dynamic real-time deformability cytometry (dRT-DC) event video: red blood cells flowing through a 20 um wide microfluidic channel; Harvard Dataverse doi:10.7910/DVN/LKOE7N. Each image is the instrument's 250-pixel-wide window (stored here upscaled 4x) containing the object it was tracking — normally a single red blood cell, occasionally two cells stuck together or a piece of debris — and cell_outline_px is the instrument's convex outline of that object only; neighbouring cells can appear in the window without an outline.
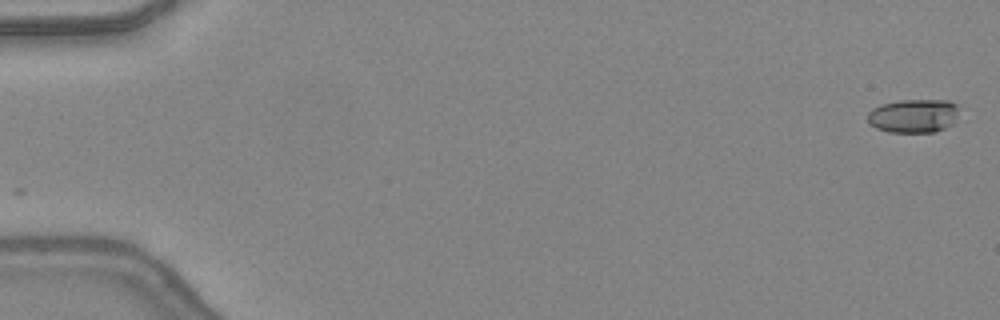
{"species": "common noctule bat (a hibernating species)", "species_latin": "Nyctalus noctula", "temperature_condition": "warm", "stored_images_in_passage": 48, "camera_frame_rate_fps": 3000, "um_per_image_px": 0.085, "animal": {"sex": "female", "body_mass_g": 24.6, "forearm_length_mm": 56.2}, "frame": {"image": 1, "passage_image": 1, "time_ms": 0.0, "image_size_px": [1000, 320], "cell_outline_px": [[960, 104], [956, 116], [952, 124], [944, 128], [932, 132], [888, 132], [876, 128], [868, 124], [868, 112], [872, 108], [880, 104], [900, 100], [948, 100]], "centroid_in_image_um": [77.64, 9.83], "position_along_channel_um": 7.4, "area_um2": 18.15}}
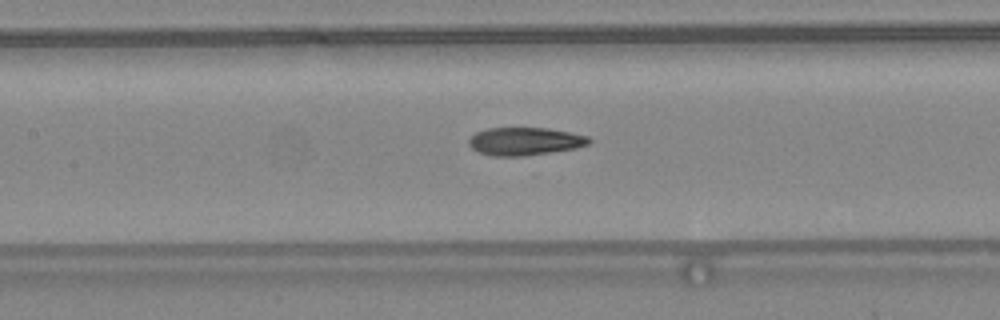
{"frame": {"image": 2, "passage_image": 23, "time_ms": 7.333, "image_size_px": [1000, 320], "cell_outline_px": [[592, 144], [576, 148], [524, 156], [492, 156], [476, 152], [468, 144], [468, 140], [476, 132], [488, 128], [548, 128], [588, 136], [592, 140]], "centroid_in_image_um": [44.61, 12.02], "position_along_channel_um": 162.8, "area_um2": 19.65}}
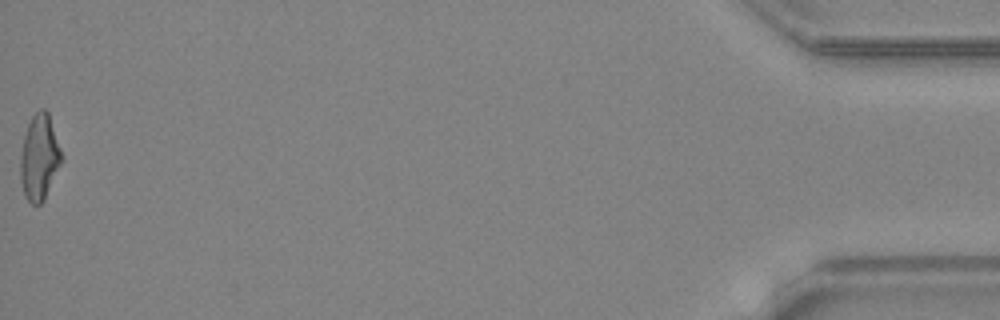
{"frame": {"image": 3, "passage_image": 48, "time_ms": 15.667, "image_size_px": [1000, 320], "cell_outline_px": [[64, 160], [44, 200], [40, 204], [32, 204], [24, 196], [20, 180], [20, 156], [24, 136], [28, 124], [32, 116], [40, 108], [44, 108], [48, 112]], "centroid_in_image_um": [3.35, 13.4], "position_along_channel_um": 431.8, "area_um2": 20.69}, "authors_computed_cell_mechanics": {"area_um2": 19.7387, "velocity_mm_per_s": 4.4103, "shape_relaxation_time_tau1_ms": 9.0025, "shape_relaxation_time_tau2_ms": 1.7861, "deformation_change_tau1": 0.2607, "deformation_change_tau2": 0.1027}}